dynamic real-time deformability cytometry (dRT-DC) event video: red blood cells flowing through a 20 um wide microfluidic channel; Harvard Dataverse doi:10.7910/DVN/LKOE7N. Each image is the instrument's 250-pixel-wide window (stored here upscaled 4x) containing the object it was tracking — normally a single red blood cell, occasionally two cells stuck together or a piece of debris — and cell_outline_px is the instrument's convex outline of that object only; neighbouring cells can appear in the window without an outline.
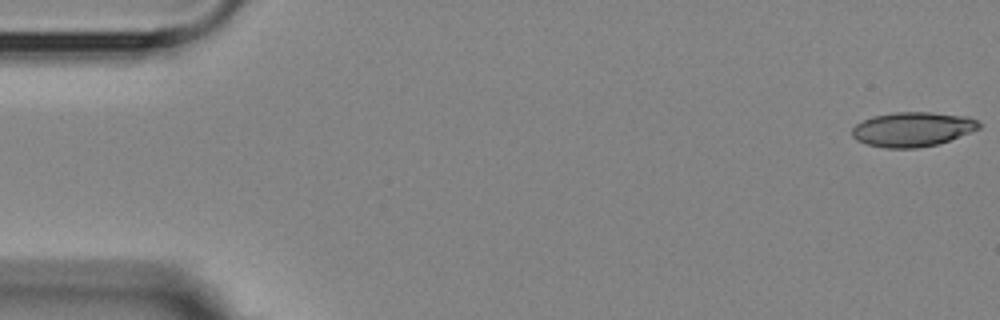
{"species": "Egyptian fruit bat (a non-hibernating species)", "species_latin": "Rousettus aegyptiacus", "temperature_condition": "room temperature", "stored_images_in_passage": 5, "camera_frame_rate_fps": 3000, "um_per_image_px": 0.085, "animal": {"sex": "female"}, "frame": {"image": 1, "passage_image": 1, "time_ms": 0.0, "image_size_px": [1000, 320], "cell_outline_px": [[980, 128], [940, 144], [916, 148], [884, 148], [868, 144], [856, 140], [852, 136], [852, 128], [856, 124], [872, 116], [896, 112], [932, 112], [968, 116], [976, 120], [980, 124]], "centroid_in_image_um": [77.57, 10.99], "position_along_channel_um": 7.4, "area_um2": 25.61}}
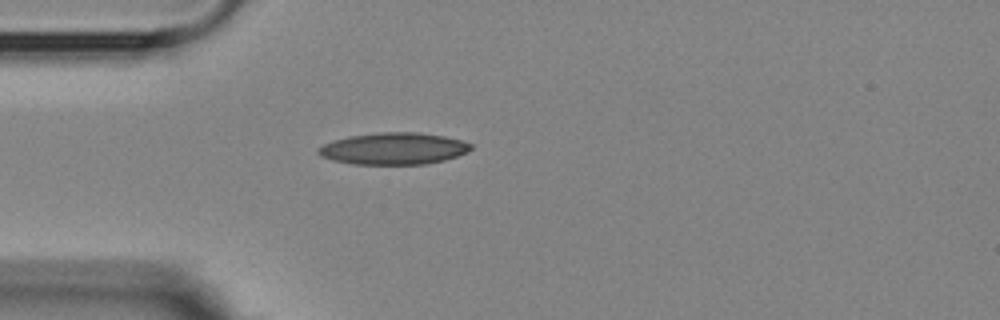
{"frame": {"image": 2, "passage_image": 5, "time_ms": 4.667, "image_size_px": [1000, 320], "cell_outline_px": [[472, 148], [468, 152], [444, 160], [424, 164], [352, 164], [332, 160], [320, 156], [316, 152], [316, 148], [324, 144], [348, 136], [380, 132], [416, 132], [444, 136], [460, 140], [472, 144]], "centroid_in_image_um": [33.43, 12.63], "position_along_channel_um": 51.6, "area_um2": 28.26}}